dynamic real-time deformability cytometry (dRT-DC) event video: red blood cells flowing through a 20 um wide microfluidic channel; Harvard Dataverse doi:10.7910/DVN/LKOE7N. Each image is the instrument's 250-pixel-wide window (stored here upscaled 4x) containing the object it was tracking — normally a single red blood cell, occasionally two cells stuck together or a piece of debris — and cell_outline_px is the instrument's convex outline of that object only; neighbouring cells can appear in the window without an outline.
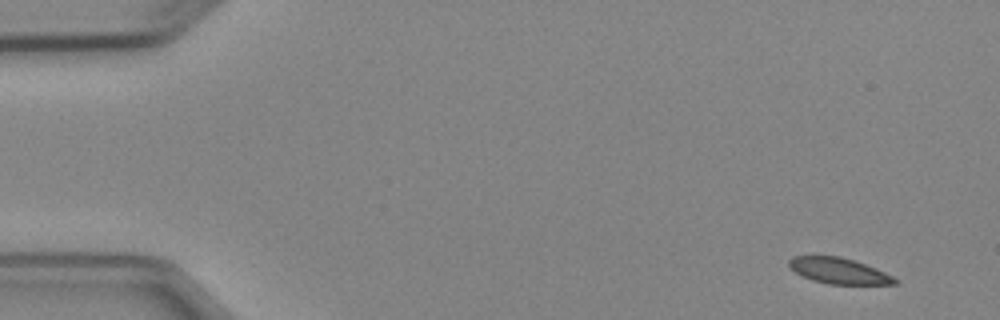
{"species": "Egyptian fruit bat (a non-hibernating species)", "species_latin": "Rousettus aegyptiacus", "temperature_condition": "cold", "stored_images_in_passage": 6, "camera_frame_rate_fps": 3000, "um_per_image_px": 0.085, "animal": {"sex": "female"}, "frame": {"image": 1, "passage_image": 1, "time_ms": 0.0, "image_size_px": [1000, 320], "cell_outline_px": [[900, 284], [828, 284], [812, 280], [796, 272], [788, 264], [788, 260], [792, 256], [840, 256], [876, 268], [900, 280]], "centroid_in_image_um": [71.33, 23.02], "position_along_channel_um": 13.7, "area_um2": 15.84}}
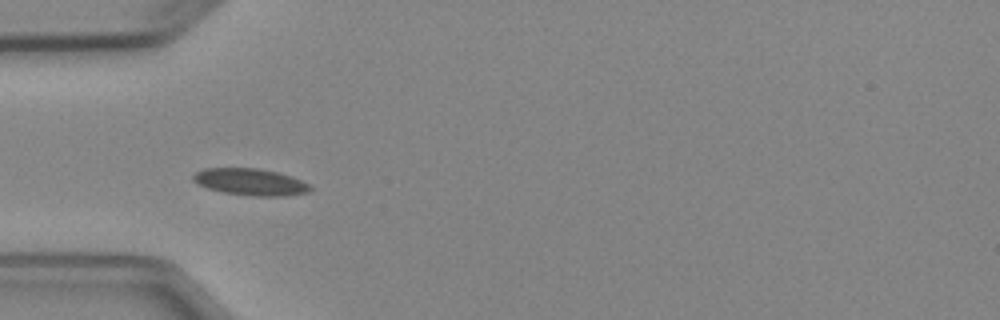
{"frame": {"image": 2, "passage_image": 4, "time_ms": 4.333, "image_size_px": [1000, 320], "cell_outline_px": [[312, 188], [308, 192], [284, 196], [252, 196], [224, 192], [208, 188], [196, 184], [192, 180], [192, 176], [196, 172], [204, 168], [256, 168], [276, 172], [292, 176], [308, 184]], "centroid_in_image_um": [21.25, 15.46], "position_along_channel_um": 63.7, "area_um2": 18.21}}
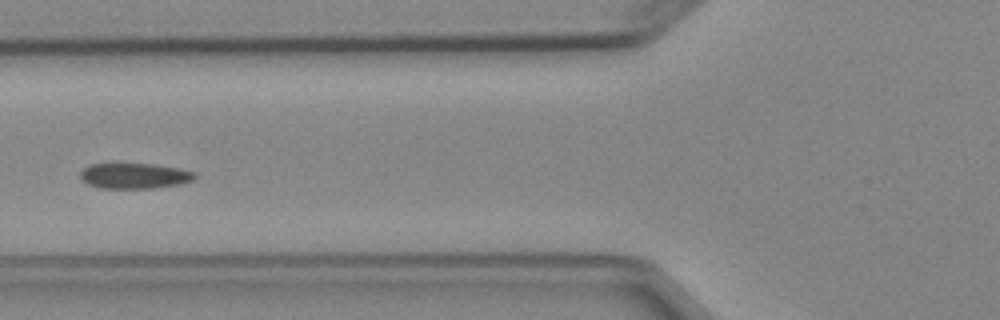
{"frame": {"image": 3, "passage_image": 5, "time_ms": 5.667, "image_size_px": [1000, 320], "cell_outline_px": [[196, 176], [192, 180], [180, 184], [152, 188], [100, 188], [88, 184], [80, 176], [80, 172], [88, 164], [156, 164], [180, 168], [196, 172]], "centroid_in_image_um": [11.45, 14.94], "position_along_channel_um": 114.3, "area_um2": 16.99}}